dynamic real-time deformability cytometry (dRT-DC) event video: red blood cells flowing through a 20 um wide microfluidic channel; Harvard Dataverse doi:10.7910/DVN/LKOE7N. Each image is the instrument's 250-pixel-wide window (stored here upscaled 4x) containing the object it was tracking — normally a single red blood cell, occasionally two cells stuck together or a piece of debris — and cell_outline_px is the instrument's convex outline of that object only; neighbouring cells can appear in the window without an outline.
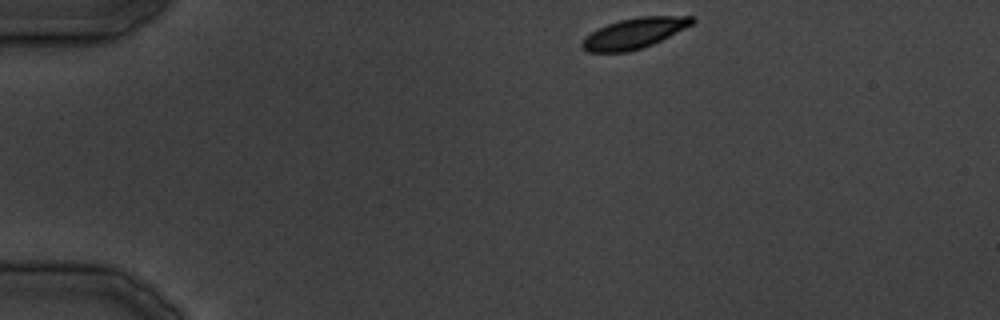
{"species": "common noctule bat (a hibernating species)", "species_latin": "Nyctalus noctula", "temperature_condition": "cold", "stored_images_in_passage": 28, "camera_frame_rate_fps": 3000, "um_per_image_px": 0.085, "animal": {"sex": "male", "body_mass_g": 19.5, "forearm_length_mm": 54.6}, "frame": {"image": 1, "passage_image": 1, "time_ms": 0.0, "image_size_px": [1000, 320], "cell_outline_px": [[696, 20], [692, 24], [652, 44], [628, 52], [588, 52], [580, 48], [580, 44], [584, 36], [608, 24], [620, 20], [640, 16], [696, 16]], "centroid_in_image_um": [53.87, 2.82], "position_along_channel_um": 31.1, "area_um2": 19.36}}
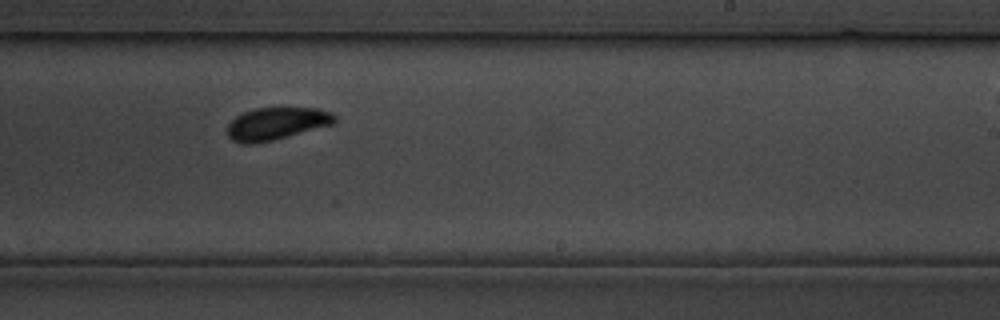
{"frame": {"image": 2, "passage_image": 18, "time_ms": 20.333, "image_size_px": [1000, 320], "cell_outline_px": [[336, 120], [332, 124], [272, 140], [252, 144], [240, 144], [232, 140], [228, 136], [228, 124], [236, 116], [244, 112], [256, 108], [316, 108], [328, 112], [336, 116]], "centroid_in_image_um": [23.45, 10.51], "position_along_channel_um": 265.5, "area_um2": 19.94}}
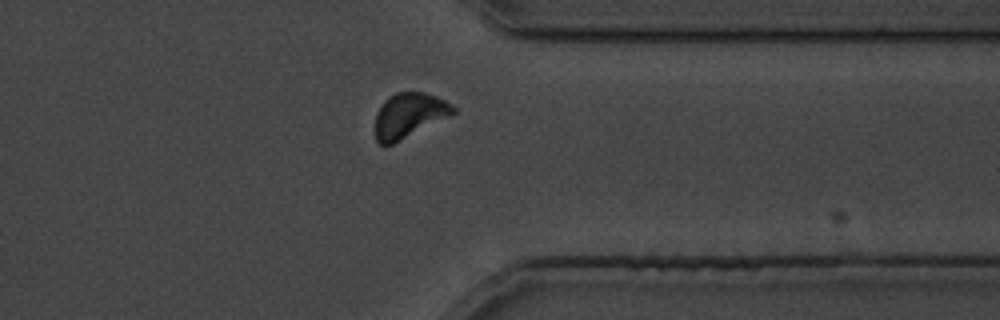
{"frame": {"image": 3, "passage_image": 24, "time_ms": 28.0, "image_size_px": [1000, 320], "cell_outline_px": [[456, 112], [392, 144], [380, 144], [376, 140], [376, 112], [384, 100], [388, 96], [396, 92], [424, 92], [436, 96], [452, 104], [456, 108]], "centroid_in_image_um": [34.75, 9.77], "position_along_channel_um": 376.6, "area_um2": 20.0}}